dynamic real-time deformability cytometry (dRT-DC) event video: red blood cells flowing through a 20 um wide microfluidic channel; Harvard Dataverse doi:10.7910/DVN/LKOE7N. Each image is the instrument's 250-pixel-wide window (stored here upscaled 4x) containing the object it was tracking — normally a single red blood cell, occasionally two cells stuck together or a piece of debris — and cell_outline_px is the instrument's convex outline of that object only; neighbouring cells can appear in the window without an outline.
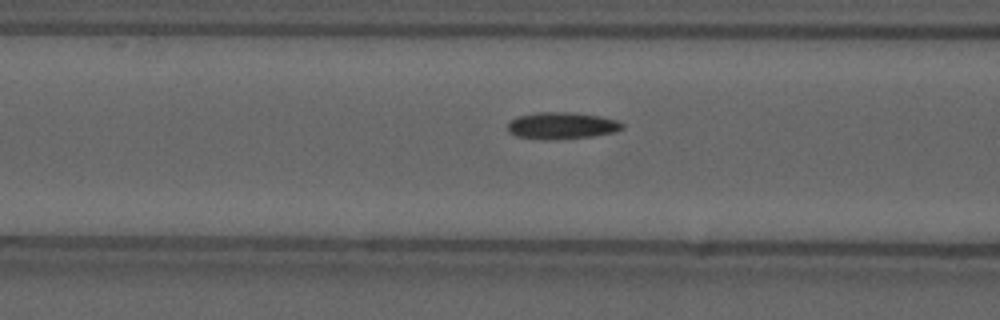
{"species": "common noctule bat (a hibernating species)", "species_latin": "Nyctalus noctula", "temperature_condition": "cold", "stored_images_in_passage": 11, "camera_frame_rate_fps": 3000, "um_per_image_px": 0.085, "animal": {"sex": "male", "forearm_length_mm": 52.5}, "frame": {"image": 1, "passage_image": 7, "time_ms": 2.0, "image_size_px": [1000, 320], "cell_outline_px": [[624, 128], [616, 132], [592, 136], [548, 140], [544, 140], [516, 136], [508, 132], [508, 124], [516, 116], [540, 112], [572, 112], [600, 116], [620, 120], [624, 124]], "centroid_in_image_um": [47.78, 10.68], "position_along_channel_um": 118.8, "area_um2": 18.09}}